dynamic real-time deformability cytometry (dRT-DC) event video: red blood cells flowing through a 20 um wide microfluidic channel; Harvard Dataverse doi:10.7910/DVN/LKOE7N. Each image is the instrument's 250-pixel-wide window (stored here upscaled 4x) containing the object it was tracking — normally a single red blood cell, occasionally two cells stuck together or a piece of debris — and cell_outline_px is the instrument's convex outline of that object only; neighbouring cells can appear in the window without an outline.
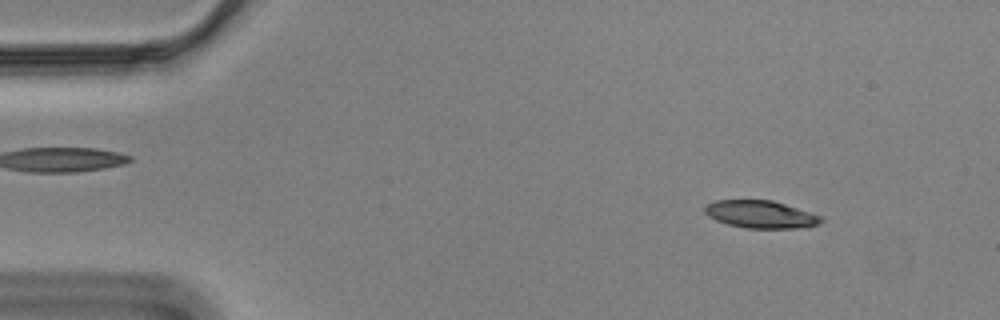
{"species": "Egyptian fruit bat (a non-hibernating species)", "species_latin": "Rousettus aegyptiacus", "temperature_condition": "cold", "stored_images_in_passage": 56, "camera_frame_rate_fps": 3000, "um_per_image_px": 0.085, "animal": {"sex": "male"}, "frame": {"image": 1, "passage_image": 6, "time_ms": 1.667, "image_size_px": [1000, 320], "cell_outline_px": [[824, 220], [820, 224], [808, 228], [744, 228], [728, 224], [716, 220], [708, 216], [704, 212], [704, 208], [708, 204], [716, 200], [772, 200], [820, 216]], "centroid_in_image_um": [64.66, 18.23], "position_along_channel_um": 20.3, "area_um2": 18.61}}
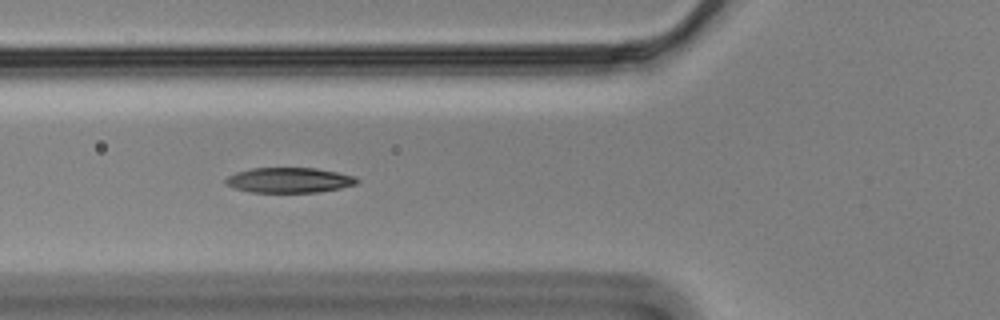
{"frame": {"image": 2, "passage_image": 20, "time_ms": 6.333, "image_size_px": [1000, 320], "cell_outline_px": [[360, 180], [356, 184], [340, 188], [320, 192], [252, 192], [236, 188], [224, 184], [224, 180], [228, 176], [236, 172], [252, 168], [316, 168], [356, 176]], "centroid_in_image_um": [24.59, 15.31], "position_along_channel_um": 101.2, "area_um2": 19.25}}
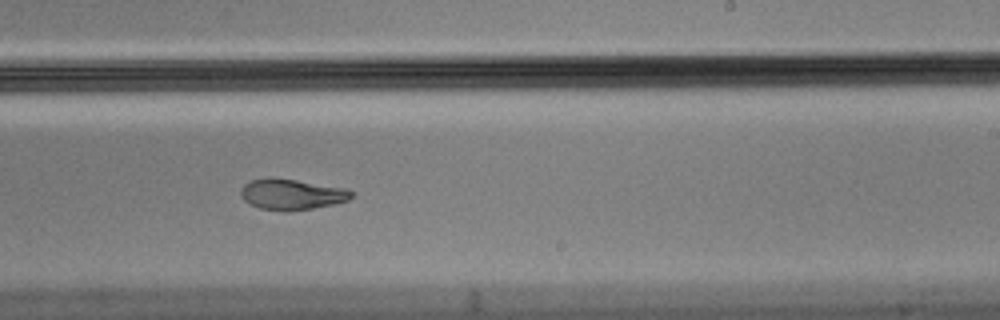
{"frame": {"image": 3, "passage_image": 34, "time_ms": 11.0, "image_size_px": [1000, 320], "cell_outline_px": [[352, 196], [348, 200], [332, 204], [312, 208], [288, 212], [284, 212], [260, 208], [248, 204], [240, 196], [240, 188], [244, 184], [252, 180], [296, 180], [344, 188], [352, 192]], "centroid_in_image_um": [24.76, 16.56], "position_along_channel_um": 264.2, "area_um2": 19.31}, "authors_computed_cell_mechanics": {"area_um2": 19.9988, "velocity_mm_per_s": 3.4835, "shape_relaxation_time_tau1_ms": 8.1935, "shape_relaxation_time_tau2_ms": 2.425, "deformation_change_tau1": 0.2437, "deformation_change_tau2": 0.0916}}